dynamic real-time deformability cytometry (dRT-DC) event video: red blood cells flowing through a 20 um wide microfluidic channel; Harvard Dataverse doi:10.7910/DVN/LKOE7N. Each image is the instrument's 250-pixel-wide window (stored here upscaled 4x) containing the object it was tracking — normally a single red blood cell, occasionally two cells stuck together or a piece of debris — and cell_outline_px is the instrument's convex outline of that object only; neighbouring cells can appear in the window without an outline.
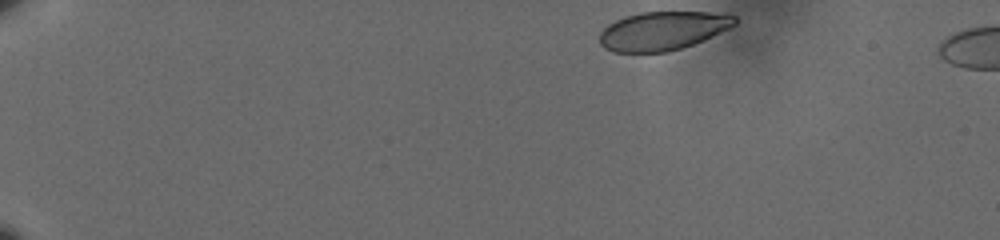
{"species": "human", "species_latin": "Homo sapiens", "temperature_condition": "cold", "stored_images_in_passage": 47, "camera_frame_rate_fps": 3000, "um_per_image_px": 0.085, "donor": {"sex": "male"}, "frame": {"image": 1, "passage_image": 1, "time_ms": 0.0, "image_size_px": [1000, 240], "cell_outline_px": [[736, 24], [704, 40], [668, 52], [612, 52], [604, 48], [600, 44], [600, 32], [608, 24], [624, 16], [640, 12], [728, 12], [736, 16]], "centroid_in_image_um": [56.34, 2.6], "position_along_channel_um": 28.7, "area_um2": 30.63}}
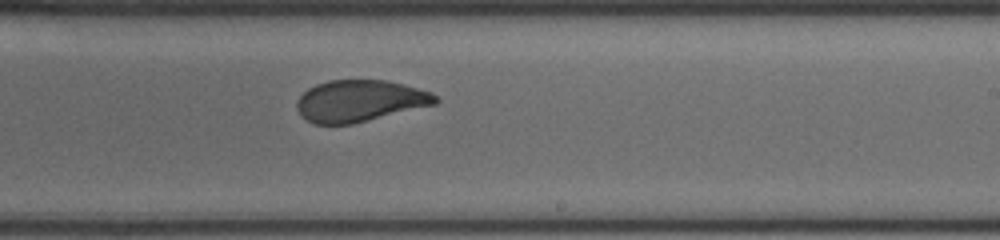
{"frame": {"image": 2, "passage_image": 30, "time_ms": 9.667, "image_size_px": [1000, 240], "cell_outline_px": [[440, 100], [436, 104], [352, 124], [312, 124], [300, 116], [296, 108], [296, 100], [308, 88], [316, 84], [328, 80], [388, 80], [404, 84], [432, 92]], "centroid_in_image_um": [30.56, 8.57], "position_along_channel_um": 258.4, "area_um2": 33.87}}
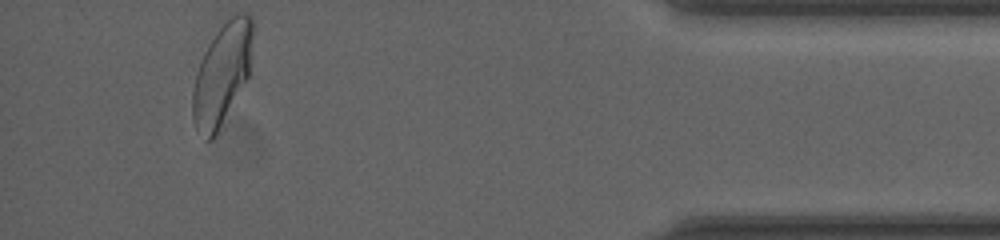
{"frame": {"image": 3, "passage_image": 47, "time_ms": 15.333, "image_size_px": [1000, 240], "cell_outline_px": [[252, 36], [248, 76], [216, 136], [212, 140], [208, 140], [196, 128], [192, 120], [192, 88], [196, 72], [204, 52], [208, 44], [216, 32], [236, 12], [248, 12], [252, 16]], "centroid_in_image_um": [18.85, 6.3], "position_along_channel_um": 416.4, "area_um2": 35.26}, "authors_computed_cell_mechanics": {"area_um2": 34.5066, "velocity_mm_per_s": 3.5697, "shape_relaxation_time_tau1_ms": 4.5456, "shape_relaxation_time_tau2_ms": 0.9518, "deformation_change_tau1": 0.141, "deformation_change_tau2": 0.0452}}